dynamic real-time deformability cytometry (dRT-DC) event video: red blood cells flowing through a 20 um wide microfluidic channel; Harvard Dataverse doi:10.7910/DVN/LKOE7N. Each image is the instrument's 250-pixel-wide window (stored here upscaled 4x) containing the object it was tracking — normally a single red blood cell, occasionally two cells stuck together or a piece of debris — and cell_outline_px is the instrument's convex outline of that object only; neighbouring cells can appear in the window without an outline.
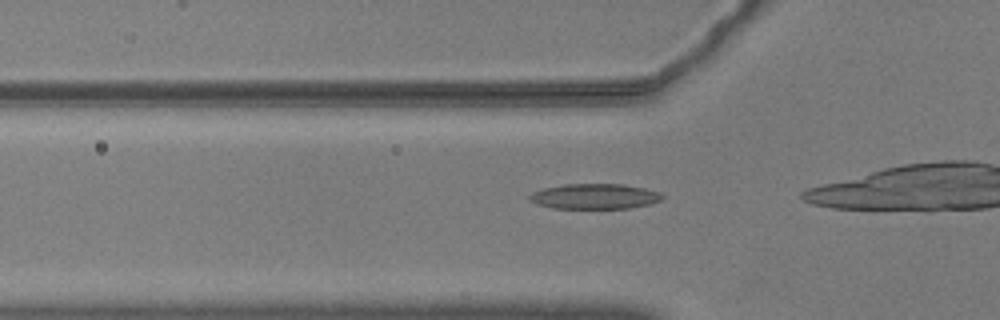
{"species": "common noctule bat (a hibernating species)", "species_latin": "Nyctalus noctula", "temperature_condition": "warm", "stored_images_in_passage": 29, "camera_frame_rate_fps": 3000, "um_per_image_px": 0.085, "animal": {"sex": "male", "body_mass_g": 20.5, "forearm_length_mm": 52.5}, "frame": {"image": 1, "passage_image": 11, "time_ms": 3.333, "image_size_px": [1000, 320], "cell_outline_px": [[664, 196], [660, 200], [648, 204], [628, 208], [552, 208], [536, 204], [528, 200], [528, 196], [532, 192], [544, 188], [564, 184], [624, 184], [644, 188], [660, 192]], "centroid_in_image_um": [50.51, 16.68], "position_along_channel_um": 75.3, "area_um2": 19.54}}
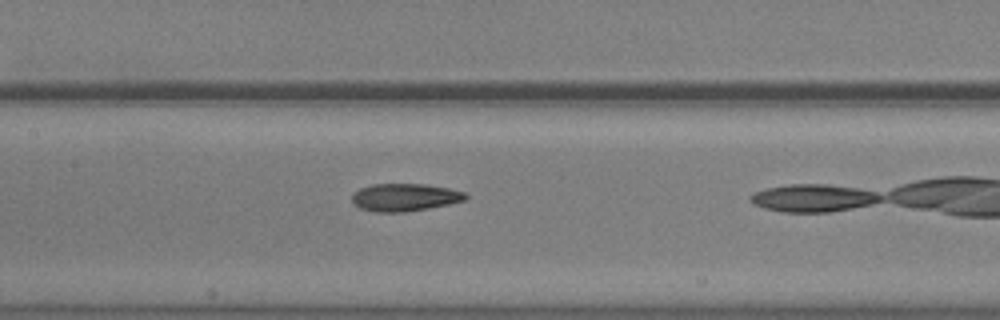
{"frame": {"image": 2, "passage_image": 19, "time_ms": 6.0, "image_size_px": [1000, 320], "cell_outline_px": [[468, 196], [464, 200], [448, 204], [428, 208], [404, 212], [372, 212], [360, 208], [352, 204], [352, 192], [360, 188], [372, 184], [424, 184], [448, 188], [464, 192]], "centroid_in_image_um": [34.34, 16.77], "position_along_channel_um": 173.1, "area_um2": 18.32}}
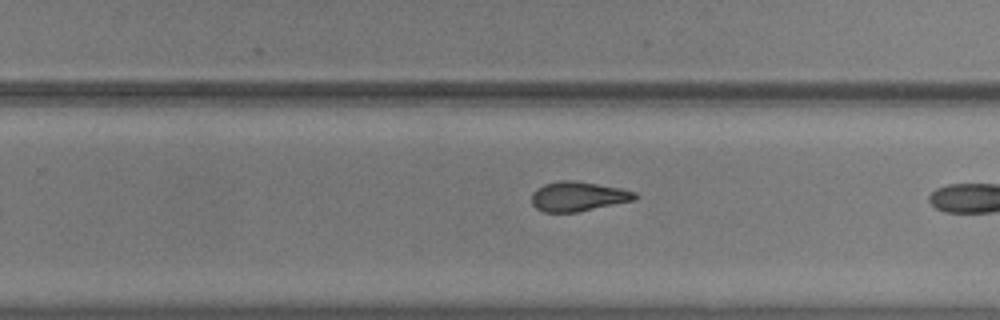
{"frame": {"image": 3, "passage_image": 28, "time_ms": 9.0, "image_size_px": [1000, 320], "cell_outline_px": [[640, 196], [636, 200], [576, 212], [544, 212], [536, 208], [532, 204], [532, 192], [536, 188], [544, 184], [560, 180], [576, 180], [620, 188], [636, 192]], "centroid_in_image_um": [49.15, 16.69], "position_along_channel_um": 280.7, "area_um2": 17.98}}